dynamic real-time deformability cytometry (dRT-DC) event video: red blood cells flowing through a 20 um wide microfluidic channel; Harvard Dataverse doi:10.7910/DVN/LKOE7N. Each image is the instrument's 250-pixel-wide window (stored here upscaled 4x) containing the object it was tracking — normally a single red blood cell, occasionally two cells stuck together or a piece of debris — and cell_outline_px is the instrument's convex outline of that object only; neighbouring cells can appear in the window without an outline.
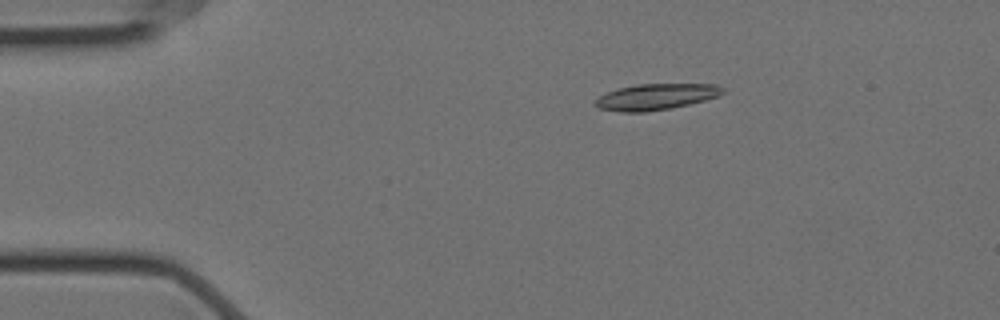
{"species": "Egyptian fruit bat (a non-hibernating species)", "species_latin": "Rousettus aegyptiacus", "temperature_condition": "cold", "stored_images_in_passage": 52, "camera_frame_rate_fps": 3000, "um_per_image_px": 0.085, "animal": {"sex": "female"}, "frame": {"image": 1, "passage_image": 5, "time_ms": 1.333, "image_size_px": [1000, 320], "cell_outline_px": [[728, 92], [720, 96], [672, 108], [644, 112], [620, 112], [600, 108], [592, 104], [592, 100], [608, 92], [620, 88], [636, 84], [716, 84], [724, 88]], "centroid_in_image_um": [55.78, 8.23], "position_along_channel_um": 29.2, "area_um2": 19.54}}
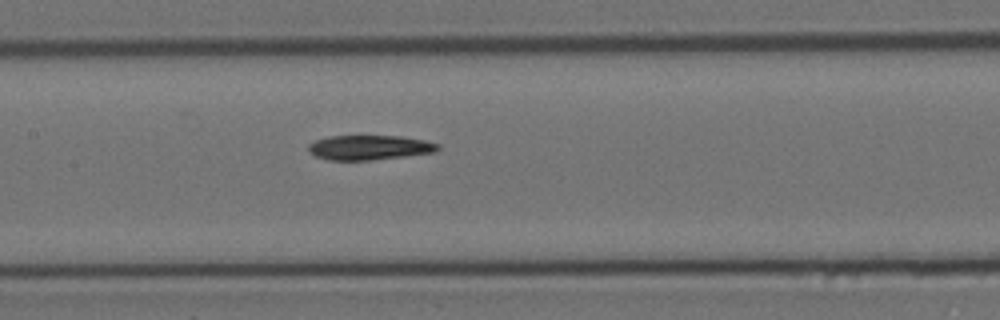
{"frame": {"image": 2, "passage_image": 22, "time_ms": 7.0, "image_size_px": [1000, 320], "cell_outline_px": [[440, 148], [436, 152], [372, 160], [328, 160], [316, 156], [308, 152], [308, 144], [316, 140], [328, 136], [400, 136], [424, 140], [440, 144]], "centroid_in_image_um": [31.39, 12.54], "position_along_channel_um": 176.0, "area_um2": 18.67}}
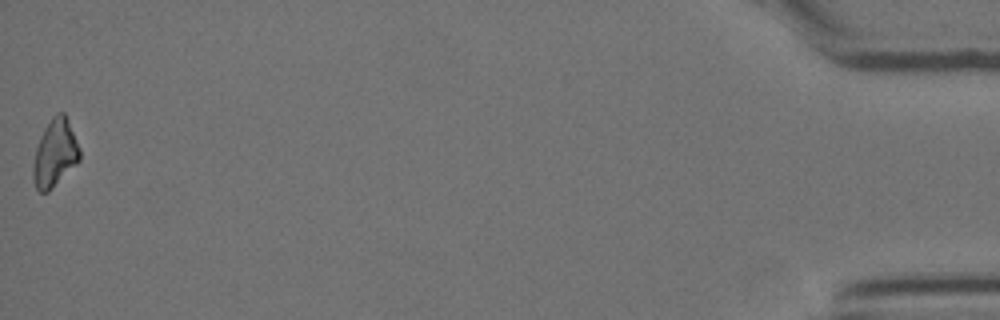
{"frame": {"image": 3, "passage_image": 52, "time_ms": 17.0, "image_size_px": [1000, 320], "cell_outline_px": [[80, 160], [48, 192], [40, 192], [36, 188], [32, 176], [32, 168], [36, 148], [40, 136], [44, 128], [52, 116], [56, 112], [64, 112], [80, 148]], "centroid_in_image_um": [4.66, 13.02], "position_along_channel_um": 430.5, "area_um2": 18.21}}